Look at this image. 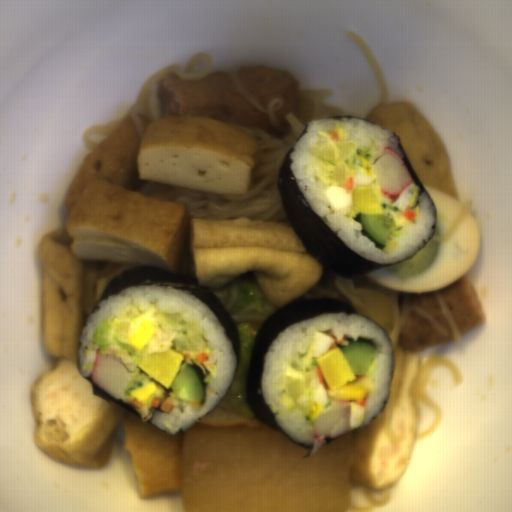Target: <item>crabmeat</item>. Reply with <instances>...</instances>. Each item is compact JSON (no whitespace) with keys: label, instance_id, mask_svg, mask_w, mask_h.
<instances>
[{"label":"crabmeat","instance_id":"crabmeat-1","mask_svg":"<svg viewBox=\"0 0 512 512\" xmlns=\"http://www.w3.org/2000/svg\"><path fill=\"white\" fill-rule=\"evenodd\" d=\"M372 171L378 181L379 189L391 198L398 195L412 182L411 172L399 152L389 147L375 156Z\"/></svg>","mask_w":512,"mask_h":512},{"label":"crabmeat","instance_id":"crabmeat-2","mask_svg":"<svg viewBox=\"0 0 512 512\" xmlns=\"http://www.w3.org/2000/svg\"><path fill=\"white\" fill-rule=\"evenodd\" d=\"M135 369L126 365L114 350L107 355L99 350L90 376L102 392L122 399Z\"/></svg>","mask_w":512,"mask_h":512},{"label":"crabmeat","instance_id":"crabmeat-3","mask_svg":"<svg viewBox=\"0 0 512 512\" xmlns=\"http://www.w3.org/2000/svg\"><path fill=\"white\" fill-rule=\"evenodd\" d=\"M350 418V406L320 414L313 423L312 435L318 444L342 436L351 431Z\"/></svg>","mask_w":512,"mask_h":512}]
</instances>
